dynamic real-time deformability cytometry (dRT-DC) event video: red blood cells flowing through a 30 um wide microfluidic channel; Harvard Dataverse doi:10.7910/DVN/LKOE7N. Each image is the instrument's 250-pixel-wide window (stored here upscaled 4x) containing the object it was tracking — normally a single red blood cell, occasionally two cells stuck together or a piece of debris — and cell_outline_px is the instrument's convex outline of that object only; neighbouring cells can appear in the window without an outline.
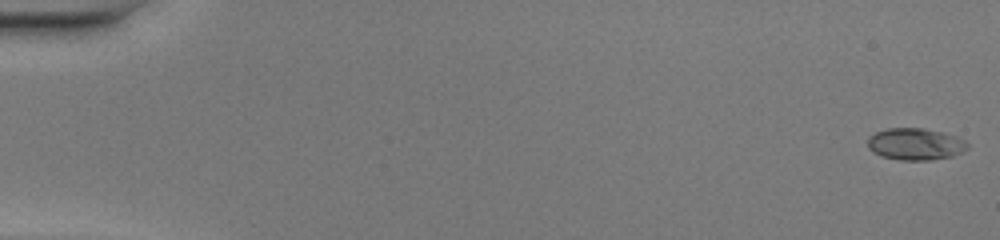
{"species": "common noctule bat (a hibernating species)", "species_latin": "Nyctalus noctula", "temperature_condition": "warm", "stored_images_in_passage": 50, "camera_frame_rate_fps": 3000, "um_per_image_px": 0.085, "animal": {"sex": "female", "body_mass_g": 20.0, "forearm_length_mm": 54.0}, "frame": {"image": 1, "passage_image": 1, "time_ms": 0.0, "image_size_px": [1000, 240], "cell_outline_px": [[968, 148], [964, 152], [952, 156], [928, 160], [900, 160], [880, 156], [872, 152], [868, 148], [868, 136], [876, 132], [888, 128], [924, 128], [944, 132], [956, 136], [964, 140], [968, 144]], "centroid_in_image_um": [77.8, 12.24], "position_along_channel_um": 7.2, "area_um2": 18.73}}
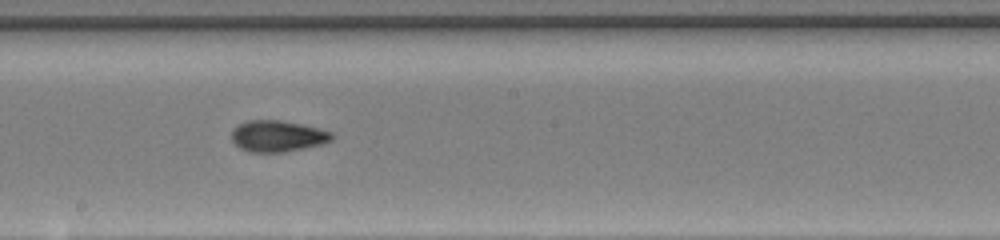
{"frame": {"image": 2, "passage_image": 29, "time_ms": 9.333, "image_size_px": [1000, 240], "cell_outline_px": [[336, 136], [332, 140], [320, 144], [284, 152], [248, 152], [240, 148], [232, 140], [232, 132], [240, 124], [248, 120], [280, 120], [300, 124], [332, 132]], "centroid_in_image_um": [23.6, 11.57], "position_along_channel_um": 224.6, "area_um2": 18.03}}
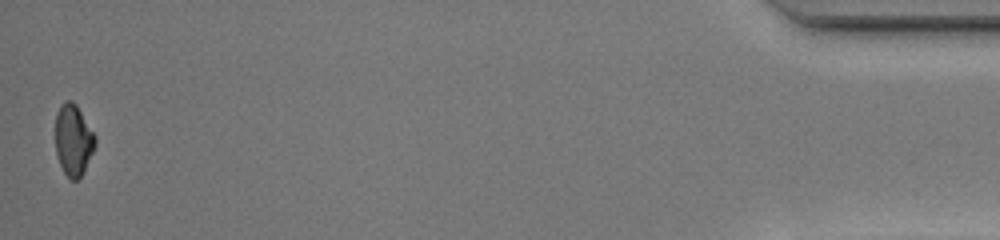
{"frame": {"image": 3, "passage_image": 50, "time_ms": 16.333, "image_size_px": [1000, 240], "cell_outline_px": [[96, 144], [84, 172], [76, 180], [72, 180], [64, 172], [60, 164], [56, 152], [56, 112], [60, 104], [64, 100], [72, 100], [76, 104], [96, 136]], "centroid_in_image_um": [6.24, 11.87], "position_along_channel_um": 429.0, "area_um2": 16.53}, "authors_computed_cell_mechanics": {"area_um2": 17.8024, "velocity_mm_per_s": 4.1788, "shape_relaxation_time_tau1_ms": null, "shape_relaxation_time_tau2_ms": 1.676, "deformation_change_tau1": null, "deformation_change_tau2": 0.0503}}